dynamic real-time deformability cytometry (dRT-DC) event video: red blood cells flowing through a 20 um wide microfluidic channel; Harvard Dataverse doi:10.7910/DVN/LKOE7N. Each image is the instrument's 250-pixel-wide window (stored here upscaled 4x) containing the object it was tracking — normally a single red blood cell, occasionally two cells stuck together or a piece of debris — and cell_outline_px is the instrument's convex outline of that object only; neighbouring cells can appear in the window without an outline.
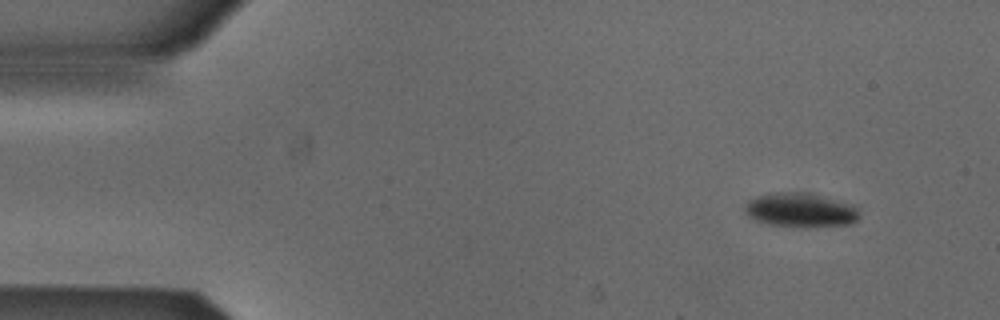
{"species": "Egyptian fruit bat (a non-hibernating species)", "species_latin": "Rousettus aegyptiacus", "temperature_condition": "cold", "stored_images_in_passage": 5, "camera_frame_rate_fps": 3000, "um_per_image_px": 0.085, "animal": {"sex": "male"}, "frame": {"image": 1, "passage_image": 1, "time_ms": 0.0, "image_size_px": [1000, 320], "cell_outline_px": [[860, 216], [852, 224], [804, 228], [772, 224], [756, 220], [748, 216], [744, 212], [744, 204], [748, 200], [756, 196], [768, 192], [804, 192], [856, 204], [860, 212]], "centroid_in_image_um": [68.07, 17.85], "position_along_channel_um": 16.9, "area_um2": 23.35}}
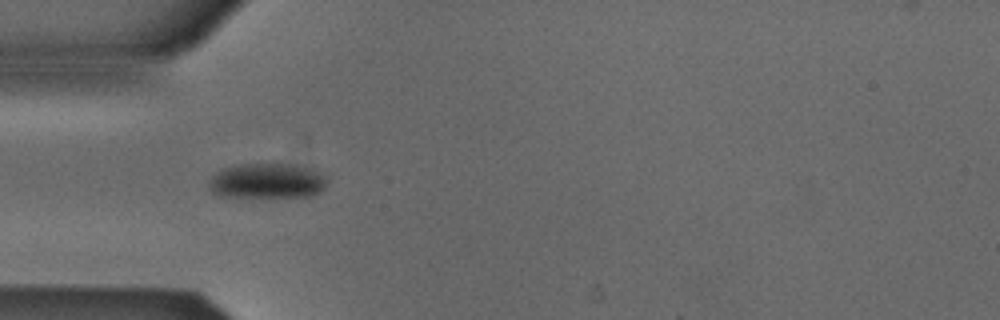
{"frame": {"image": 2, "passage_image": 4, "time_ms": 1.0, "image_size_px": [1000, 320], "cell_outline_px": [[328, 176], [324, 188], [320, 192], [308, 196], [216, 196], [208, 188], [208, 184], [212, 176], [224, 168], [248, 164], [288, 164], [308, 168]], "centroid_in_image_um": [22.7, 15.38], "position_along_channel_um": 62.3, "area_um2": 23.81}}